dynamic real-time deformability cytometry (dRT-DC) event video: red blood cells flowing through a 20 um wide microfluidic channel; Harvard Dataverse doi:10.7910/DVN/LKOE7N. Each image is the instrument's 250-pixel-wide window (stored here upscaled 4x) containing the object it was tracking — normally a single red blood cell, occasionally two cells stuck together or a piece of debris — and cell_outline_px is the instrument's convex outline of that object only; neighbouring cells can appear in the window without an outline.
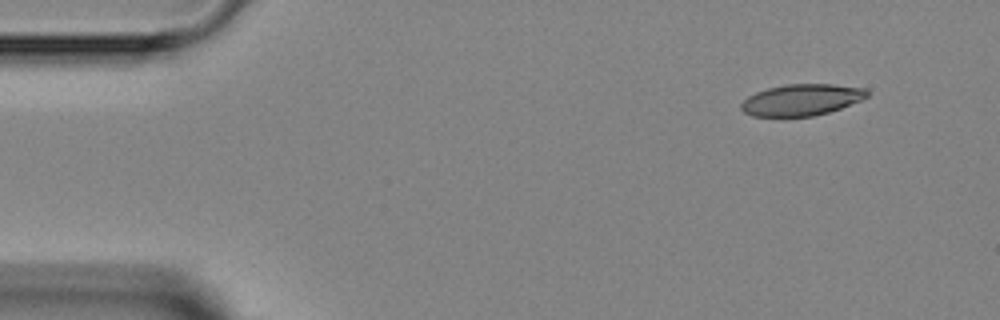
{"species": "Egyptian fruit bat (a non-hibernating species)", "species_latin": "Rousettus aegyptiacus", "temperature_condition": "room temperature", "stored_images_in_passage": 4, "camera_frame_rate_fps": 3000, "um_per_image_px": 0.085, "animal": {"sex": "female"}, "frame": {"image": 1, "passage_image": 1, "time_ms": 0.0, "image_size_px": [1000, 320], "cell_outline_px": [[868, 96], [860, 100], [840, 108], [828, 112], [812, 116], [752, 116], [744, 112], [740, 108], [740, 104], [748, 96], [756, 92], [768, 88], [788, 84], [832, 84], [864, 88], [868, 92]], "centroid_in_image_um": [68.1, 8.48], "position_along_channel_um": 16.9, "area_um2": 22.83}}
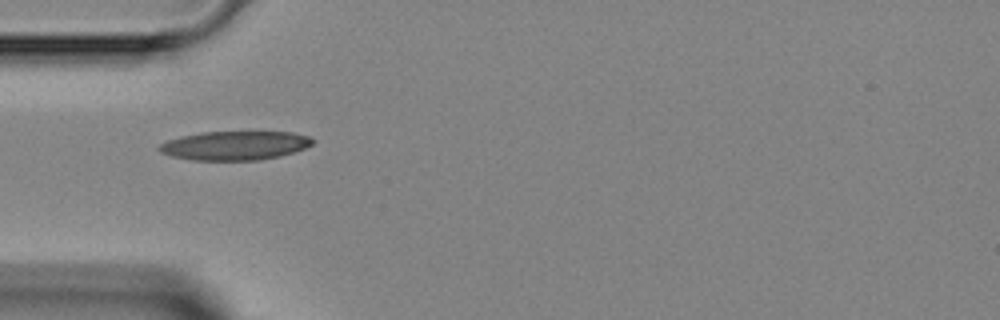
{"frame": {"image": 2, "passage_image": 4, "time_ms": 3.333, "image_size_px": [1000, 320], "cell_outline_px": [[316, 140], [312, 144], [304, 148], [280, 156], [260, 160], [192, 160], [172, 156], [160, 152], [156, 148], [160, 144], [168, 140], [180, 136], [200, 132], [252, 128], [292, 132], [308, 136]], "centroid_in_image_um": [20.0, 12.31], "position_along_channel_um": 65.0, "area_um2": 27.22}}